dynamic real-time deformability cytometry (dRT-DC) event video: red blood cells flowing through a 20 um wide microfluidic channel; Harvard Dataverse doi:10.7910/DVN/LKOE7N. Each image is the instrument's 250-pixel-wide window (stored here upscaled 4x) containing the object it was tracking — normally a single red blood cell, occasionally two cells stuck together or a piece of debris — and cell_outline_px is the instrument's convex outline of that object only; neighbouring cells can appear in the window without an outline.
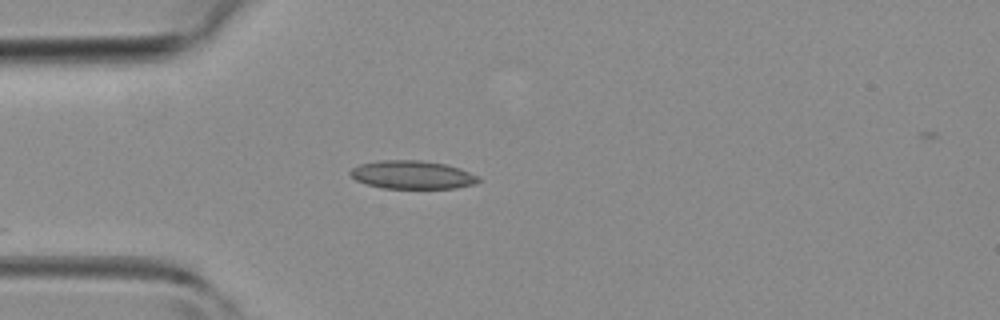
{"species": "common noctule bat (a hibernating species)", "species_latin": "Nyctalus noctula", "temperature_condition": "room temperature", "stored_images_in_passage": 5, "camera_frame_rate_fps": 3000, "um_per_image_px": 0.085, "animal": {"sex": "female", "body_mass_g": 19.3, "forearm_length_mm": 54.1}, "frame": {"image": 1, "passage_image": 1, "time_ms": 0.0, "image_size_px": [1000, 320], "cell_outline_px": [[480, 180], [472, 184], [456, 188], [380, 188], [356, 180], [348, 172], [352, 168], [360, 164], [380, 160], [420, 160], [444, 164], [460, 168], [480, 176]], "centroid_in_image_um": [35.04, 14.85], "position_along_channel_um": 50.0, "area_um2": 21.04}}
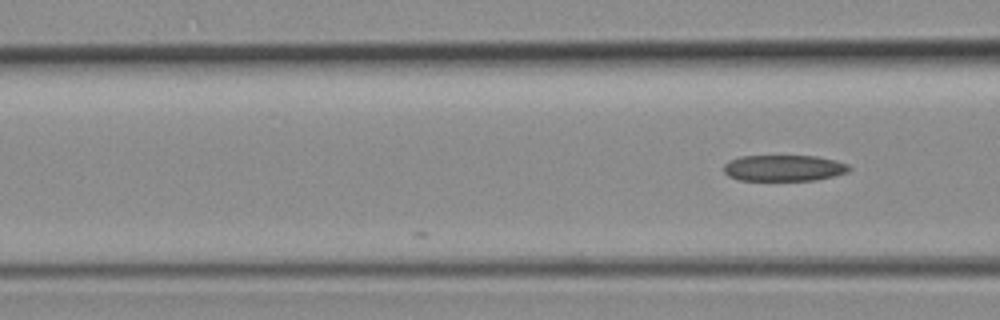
{"frame": {"image": 2, "passage_image": 5, "time_ms": 1.333, "image_size_px": [1000, 320], "cell_outline_px": [[852, 168], [848, 172], [816, 180], [740, 180], [728, 176], [724, 172], [724, 164], [740, 156], [816, 156], [836, 160], [848, 164]], "centroid_in_image_um": [66.65, 14.28], "position_along_channel_um": 100.0, "area_um2": 19.07}}